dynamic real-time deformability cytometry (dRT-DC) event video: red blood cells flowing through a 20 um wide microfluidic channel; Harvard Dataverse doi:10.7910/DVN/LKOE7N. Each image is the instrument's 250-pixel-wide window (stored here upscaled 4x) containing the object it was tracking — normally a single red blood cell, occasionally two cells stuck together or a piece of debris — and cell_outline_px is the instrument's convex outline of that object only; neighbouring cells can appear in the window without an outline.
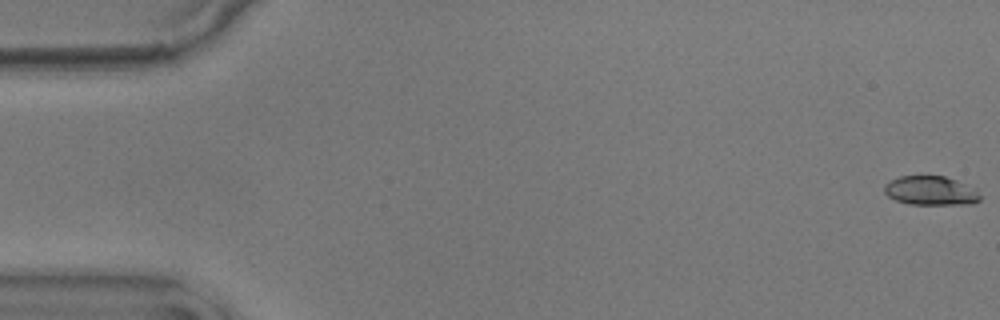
{"species": "common noctule bat (a hibernating species)", "species_latin": "Nyctalus noctula", "temperature_condition": "warm", "stored_images_in_passage": 57, "camera_frame_rate_fps": 3000, "um_per_image_px": 0.085, "animal": {"sex": "male", "body_mass_g": 17.9}, "frame": {"image": 1, "passage_image": 1, "time_ms": 0.0, "image_size_px": [1000, 320], "cell_outline_px": [[980, 200], [972, 204], [908, 204], [896, 200], [888, 196], [884, 192], [884, 184], [900, 176], [944, 176], [956, 180], [976, 188], [980, 196]], "centroid_in_image_um": [79.12, 16.21], "position_along_channel_um": 5.9, "area_um2": 16.24}}
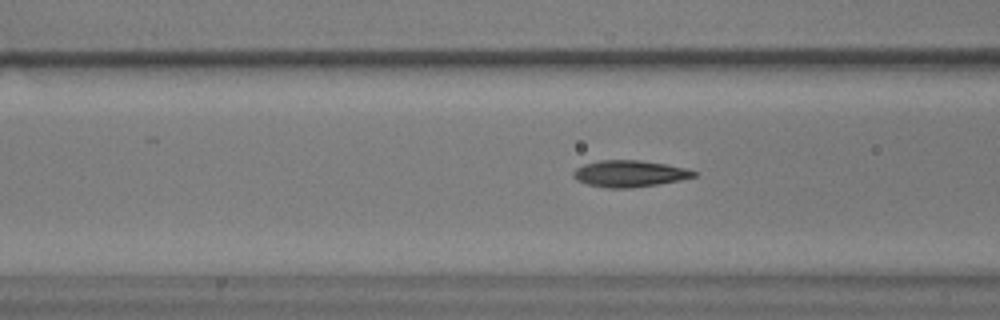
{"frame": {"image": 2, "passage_image": 22, "time_ms": 7.0, "image_size_px": [1000, 320], "cell_outline_px": [[696, 176], [680, 180], [632, 188], [604, 188], [588, 184], [576, 180], [572, 176], [572, 172], [576, 168], [584, 164], [600, 160], [640, 160], [664, 164], [684, 168], [696, 172]], "centroid_in_image_um": [53.45, 14.76], "position_along_channel_um": 113.2, "area_um2": 18.55}}
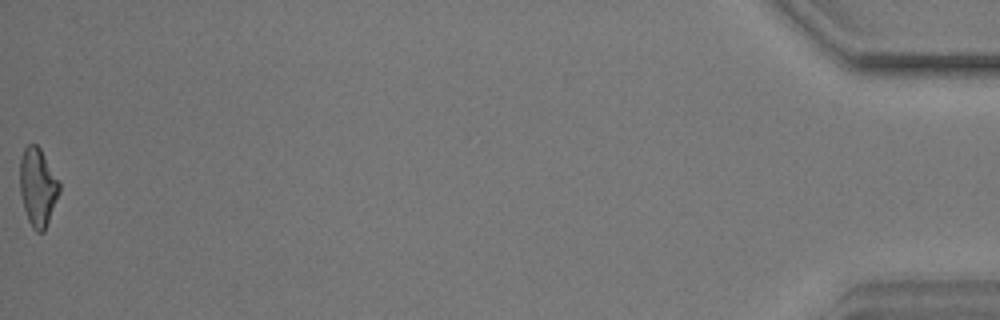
{"frame": {"image": 3, "passage_image": 57, "time_ms": 18.667, "image_size_px": [1000, 320], "cell_outline_px": [[60, 192], [44, 232], [36, 232], [32, 228], [28, 220], [24, 208], [20, 192], [20, 160], [24, 148], [28, 144], [36, 144], [40, 148], [60, 180]], "centroid_in_image_um": [3.22, 15.9], "position_along_channel_um": 432.0, "area_um2": 18.09}, "authors_computed_cell_mechanics": {"area_um2": 17.918, "velocity_mm_per_s": 3.5935, "shape_relaxation_time_tau1_ms": 3.7575, "shape_relaxation_time_tau2_ms": 1.5924, "deformation_change_tau1": 0.1615, "deformation_change_tau2": 0.0894}}